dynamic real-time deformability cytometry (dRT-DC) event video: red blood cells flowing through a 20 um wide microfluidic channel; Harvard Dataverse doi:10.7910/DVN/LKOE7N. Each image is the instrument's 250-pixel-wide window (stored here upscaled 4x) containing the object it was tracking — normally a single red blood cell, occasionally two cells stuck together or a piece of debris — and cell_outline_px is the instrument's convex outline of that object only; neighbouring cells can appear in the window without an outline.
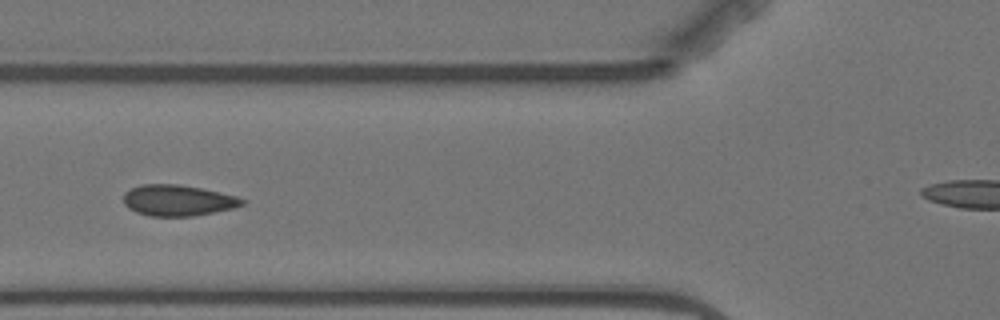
{"species": "Egyptian fruit bat (a non-hibernating species)", "species_latin": "Rousettus aegyptiacus", "temperature_condition": "warm", "stored_images_in_passage": 4, "segment_of_instrument_passage": [1, 2], "camera_frame_rate_fps": 3000, "um_per_image_px": 0.085, "animal": {"sex": "female"}, "frame": {"image": 1, "passage_image": 3, "time_ms": 2.333, "image_size_px": [1000, 320], "cell_outline_px": [[248, 200], [244, 204], [232, 208], [192, 216], [148, 216], [136, 212], [128, 208], [124, 204], [124, 192], [140, 184], [180, 184], [220, 192], [236, 196]], "centroid_in_image_um": [15.1, 17.03], "position_along_channel_um": 110.7, "area_um2": 21.44}}